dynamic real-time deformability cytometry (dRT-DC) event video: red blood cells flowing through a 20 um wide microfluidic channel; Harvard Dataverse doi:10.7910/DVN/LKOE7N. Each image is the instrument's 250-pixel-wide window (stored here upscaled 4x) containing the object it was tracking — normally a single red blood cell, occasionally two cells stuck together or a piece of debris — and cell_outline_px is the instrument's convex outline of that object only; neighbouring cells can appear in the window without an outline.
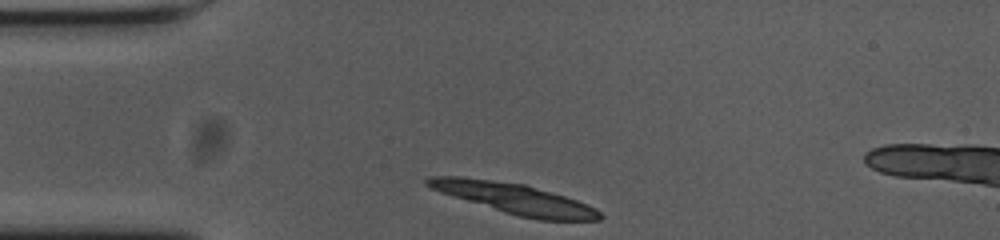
{"species": "common noctule bat (a hibernating species)", "species_latin": "Nyctalus noctula", "temperature_condition": "cold", "stored_images_in_passage": 33, "camera_frame_rate_fps": 3000, "um_per_image_px": 0.085, "animal": {"sex": "female", "body_mass_g": 23.0, "forearm_length_mm": 53.4}, "frame": {"image": 1, "passage_image": 1, "time_ms": 0.0, "image_size_px": [1000, 240], "cell_outline_px": [[604, 216], [600, 220], [540, 220], [520, 216], [504, 212], [440, 192], [424, 184], [424, 180], [432, 176], [460, 176], [524, 184], [564, 196], [576, 200], [596, 208]], "centroid_in_image_um": [43.73, 16.87], "position_along_channel_um": 41.3, "area_um2": 30.11}, "authors_computed_cell_mechanics": {"area_um2": 14.2188, "velocity_mm_per_s": 3.6258, "shape_relaxation_time_tau1_ms": 1.3752, "shape_relaxation_time_tau2_ms": null, "deformation_change_tau1": 0.164, "deformation_change_tau2": null}}